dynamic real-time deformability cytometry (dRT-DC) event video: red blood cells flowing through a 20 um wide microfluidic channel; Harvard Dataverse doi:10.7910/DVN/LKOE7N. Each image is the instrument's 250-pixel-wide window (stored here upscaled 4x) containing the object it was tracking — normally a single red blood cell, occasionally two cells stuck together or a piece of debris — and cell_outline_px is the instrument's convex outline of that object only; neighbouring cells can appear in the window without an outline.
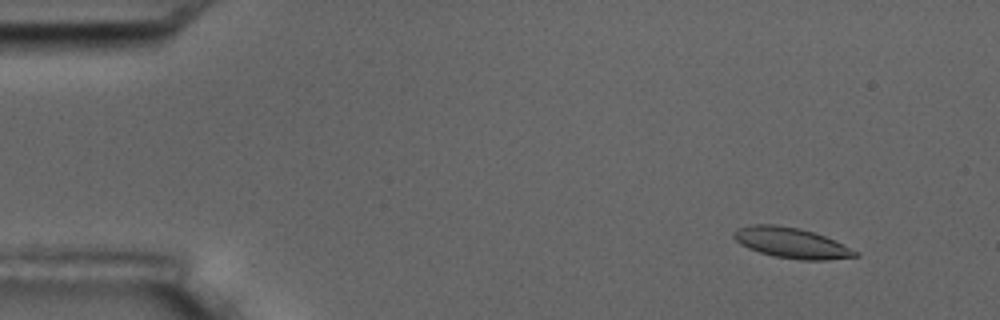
{"species": "common noctule bat (a hibernating species)", "species_latin": "Nyctalus noctula", "temperature_condition": "room temperature", "stored_images_in_passage": 3, "camera_frame_rate_fps": 3000, "um_per_image_px": 0.085, "animal": {"sex": "male", "body_mass_g": 17.5, "forearm_length_mm": 52.3}, "frame": {"image": 1, "passage_image": 1, "time_ms": 0.0, "image_size_px": [1000, 320], "cell_outline_px": [[860, 256], [828, 260], [800, 260], [776, 256], [760, 252], [748, 248], [740, 244], [732, 236], [732, 232], [736, 228], [752, 224], [776, 224], [800, 228], [824, 236], [860, 252]], "centroid_in_image_um": [67.25, 20.64], "position_along_channel_um": 17.7, "area_um2": 21.62}}